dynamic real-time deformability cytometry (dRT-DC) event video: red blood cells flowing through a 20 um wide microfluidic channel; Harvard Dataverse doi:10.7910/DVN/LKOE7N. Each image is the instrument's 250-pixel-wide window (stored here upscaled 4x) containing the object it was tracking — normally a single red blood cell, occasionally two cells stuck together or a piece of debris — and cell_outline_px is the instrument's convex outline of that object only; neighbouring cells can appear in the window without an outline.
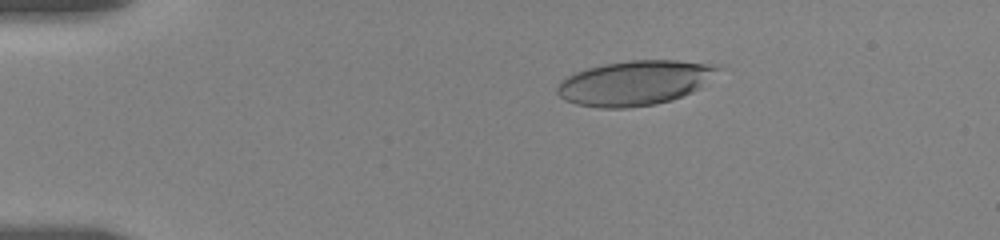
{"species": "human", "species_latin": "Homo sapiens", "temperature_condition": "room temperature", "stored_images_in_passage": 56, "camera_frame_rate_fps": 3000, "um_per_image_px": 0.085, "donor": {"sex": "female"}, "frame": {"image": 1, "passage_image": 11, "time_ms": 3.333, "image_size_px": [1000, 240], "cell_outline_px": [[724, 68], [700, 88], [684, 96], [672, 100], [656, 104], [624, 108], [600, 108], [576, 104], [564, 100], [556, 92], [556, 88], [560, 80], [576, 72], [588, 68], [604, 64], [628, 60], [676, 60], [720, 64]], "centroid_in_image_um": [54.01, 7.04], "position_along_channel_um": 31.0, "area_um2": 42.37}}
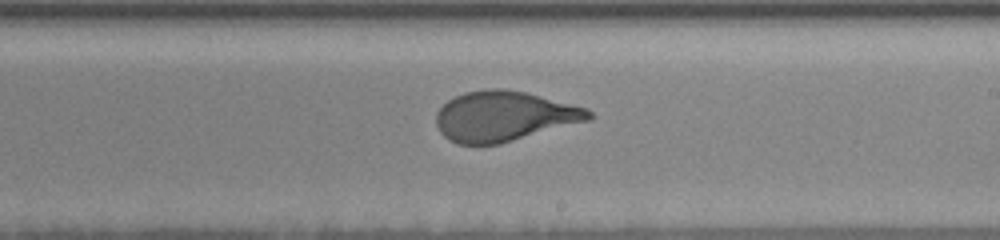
{"frame": {"image": 2, "passage_image": 34, "time_ms": 11.0, "image_size_px": [1000, 240], "cell_outline_px": [[596, 116], [592, 120], [500, 144], [456, 144], [448, 140], [440, 132], [436, 124], [436, 112], [448, 100], [464, 92], [484, 88], [500, 88], [524, 92], [588, 108]], "centroid_in_image_um": [42.87, 9.88], "position_along_channel_um": 246.1, "area_um2": 44.91}}
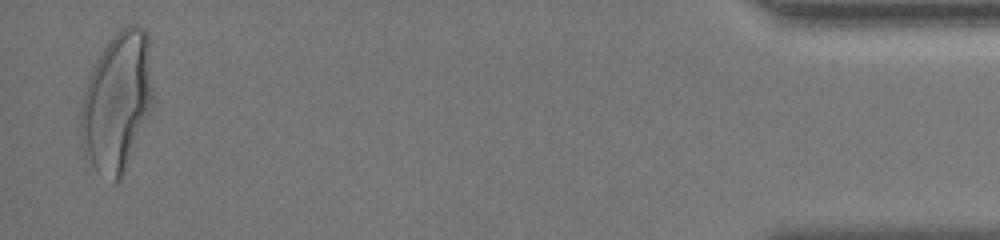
{"frame": {"image": 3, "passage_image": 55, "time_ms": 18.0, "image_size_px": [1000, 240], "cell_outline_px": [[152, 104], [120, 180], [112, 184], [96, 168], [88, 152], [80, 132], [80, 108], [84, 92], [88, 80], [100, 52], [112, 36], [120, 28], [128, 24], [132, 24], [144, 28], [148, 32], [152, 92]], "centroid_in_image_um": [9.96, 8.56], "position_along_channel_um": 425.2, "area_um2": 57.28}, "authors_computed_cell_mechanics": {"area_um2": 44.6794, "velocity_mm_per_s": 3.6312, "shape_relaxation_time_tau1_ms": 5.6383, "shape_relaxation_time_tau2_ms": null, "deformation_change_tau1": 0.2319, "deformation_change_tau2": null}}